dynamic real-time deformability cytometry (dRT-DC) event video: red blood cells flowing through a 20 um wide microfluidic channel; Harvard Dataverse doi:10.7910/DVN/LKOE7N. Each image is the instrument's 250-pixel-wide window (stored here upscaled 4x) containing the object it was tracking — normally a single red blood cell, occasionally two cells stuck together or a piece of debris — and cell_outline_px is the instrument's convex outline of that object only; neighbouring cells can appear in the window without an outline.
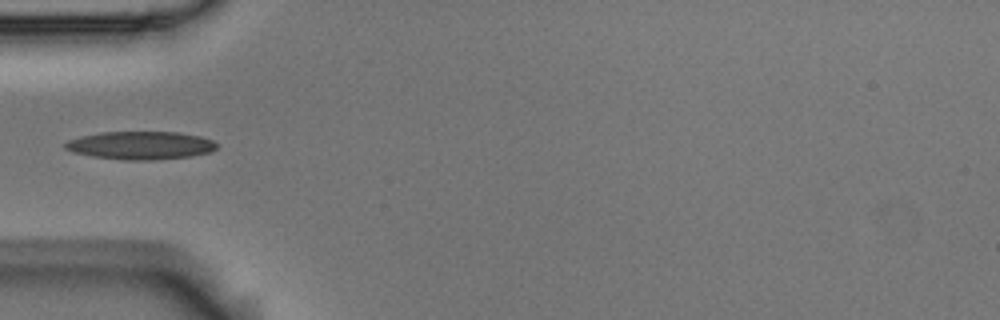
{"species": "Egyptian fruit bat (a non-hibernating species)", "species_latin": "Rousettus aegyptiacus", "temperature_condition": "room temperature", "stored_images_in_passage": 7, "camera_frame_rate_fps": 3000, "um_per_image_px": 0.085, "animal": {"sex": "male"}, "frame": {"image": 1, "passage_image": 5, "time_ms": 1.333, "image_size_px": [1000, 320], "cell_outline_px": [[216, 148], [212, 152], [192, 156], [152, 160], [120, 160], [92, 156], [72, 152], [64, 148], [64, 144], [68, 140], [80, 136], [100, 132], [180, 132], [200, 136], [212, 140], [216, 144]], "centroid_in_image_um": [11.93, 12.36], "position_along_channel_um": 73.1, "area_um2": 24.97}}
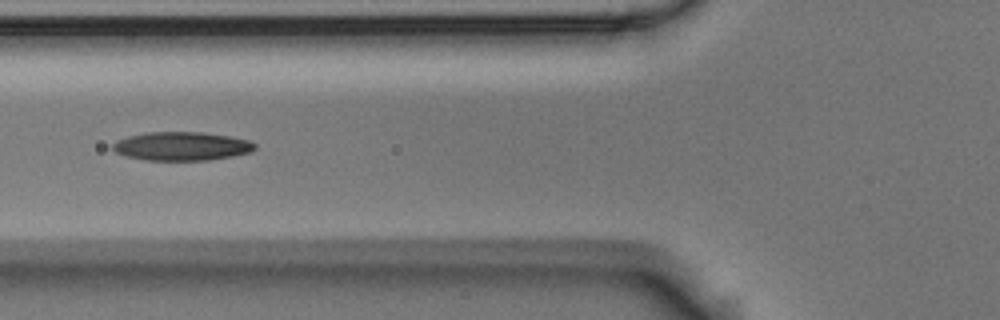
{"frame": {"image": 2, "passage_image": 6, "time_ms": 1.667, "image_size_px": [1000, 320], "cell_outline_px": [[256, 148], [252, 152], [232, 156], [208, 160], [144, 160], [128, 156], [116, 152], [112, 148], [112, 144], [116, 140], [128, 136], [148, 132], [204, 132], [252, 140], [256, 144]], "centroid_in_image_um": [15.48, 12.42], "position_along_channel_um": 110.3, "area_um2": 23.81}}
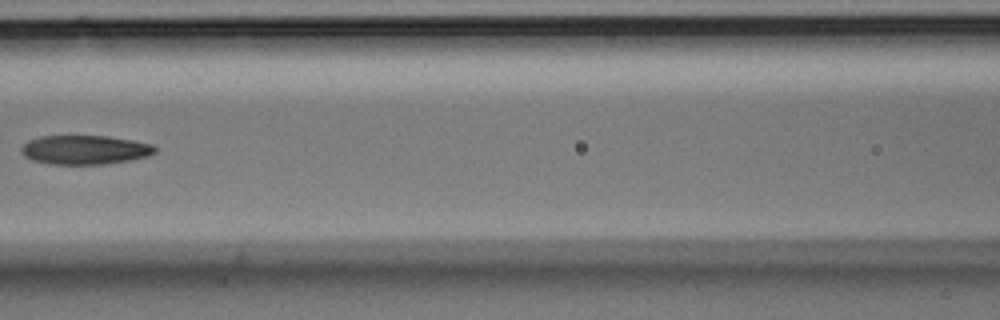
{"frame": {"image": 3, "passage_image": 7, "time_ms": 2.0, "image_size_px": [1000, 320], "cell_outline_px": [[156, 152], [148, 156], [128, 160], [100, 164], [52, 164], [32, 160], [24, 156], [20, 152], [20, 148], [28, 140], [40, 136], [108, 136], [132, 140], [152, 144], [156, 148]], "centroid_in_image_um": [7.18, 12.72], "position_along_channel_um": 159.4, "area_um2": 22.6}}